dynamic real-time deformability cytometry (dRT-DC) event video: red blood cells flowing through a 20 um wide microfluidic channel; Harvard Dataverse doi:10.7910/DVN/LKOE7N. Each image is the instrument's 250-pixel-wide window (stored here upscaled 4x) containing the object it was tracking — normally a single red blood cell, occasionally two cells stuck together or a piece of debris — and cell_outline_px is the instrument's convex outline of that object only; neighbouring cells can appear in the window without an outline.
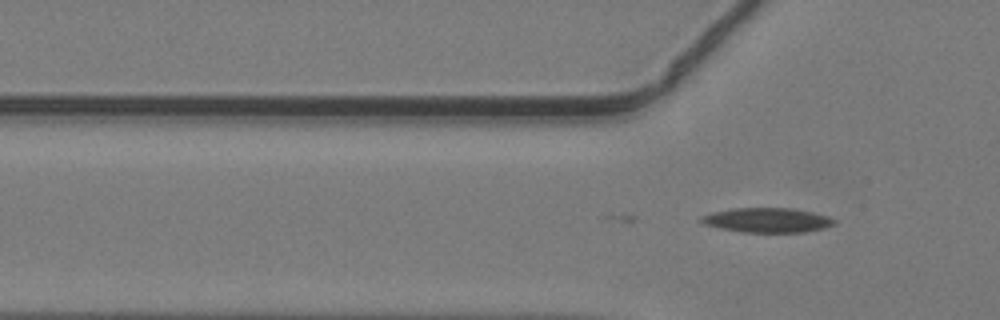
{"species": "common noctule bat (a hibernating species)", "species_latin": "Nyctalus noctula", "temperature_condition": "warm", "stored_images_in_passage": 2, "camera_frame_rate_fps": 3000, "um_per_image_px": 0.085, "animal": {"sex": "male", "body_mass_g": 19.2, "forearm_length_mm": 51.8}, "frame": {"image": 1, "passage_image": 2, "time_ms": 0.333, "image_size_px": [1000, 320], "cell_outline_px": [[836, 224], [824, 228], [804, 232], [744, 232], [720, 228], [704, 224], [700, 220], [700, 216], [712, 212], [732, 208], [792, 208], [812, 212], [828, 216], [836, 220]], "centroid_in_image_um": [65.23, 18.71], "position_along_channel_um": 60.6, "area_um2": 19.07}}